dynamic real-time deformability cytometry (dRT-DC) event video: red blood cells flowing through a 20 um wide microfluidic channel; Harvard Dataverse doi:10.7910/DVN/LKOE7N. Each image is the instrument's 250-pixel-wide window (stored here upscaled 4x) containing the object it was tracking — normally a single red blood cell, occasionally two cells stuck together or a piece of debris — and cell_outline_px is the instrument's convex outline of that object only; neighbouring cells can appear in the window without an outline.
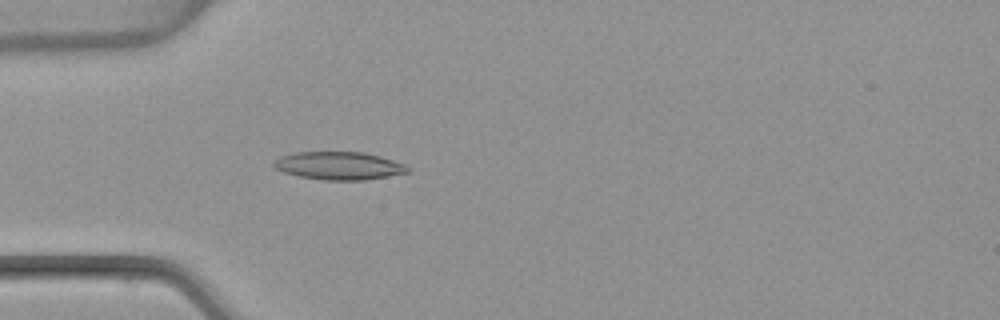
{"species": "common noctule bat (a hibernating species)", "species_latin": "Nyctalus noctula", "temperature_condition": "warm", "stored_images_in_passage": 52, "camera_frame_rate_fps": 3000, "um_per_image_px": 0.085, "animal": {"sex": "female", "body_mass_g": 22.7, "forearm_length_mm": 54.2}, "frame": {"image": 1, "passage_image": 15, "time_ms": 4.667, "image_size_px": [1000, 320], "cell_outline_px": [[412, 172], [364, 180], [324, 180], [300, 176], [284, 172], [276, 168], [272, 164], [280, 156], [296, 152], [364, 152], [380, 156], [404, 164], [412, 168]], "centroid_in_image_um": [28.86, 14.09], "position_along_channel_um": 56.1, "area_um2": 21.79}}
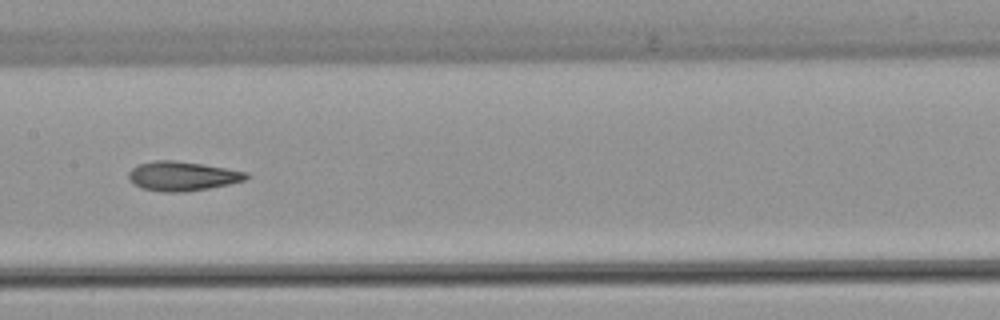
{"frame": {"image": 2, "passage_image": 26, "time_ms": 8.333, "image_size_px": [1000, 320], "cell_outline_px": [[248, 176], [244, 180], [228, 184], [208, 188], [184, 192], [164, 192], [140, 188], [128, 176], [128, 172], [136, 164], [156, 160], [172, 160], [204, 164], [248, 172]], "centroid_in_image_um": [15.48, 14.96], "position_along_channel_um": 191.9, "area_um2": 20.0}}
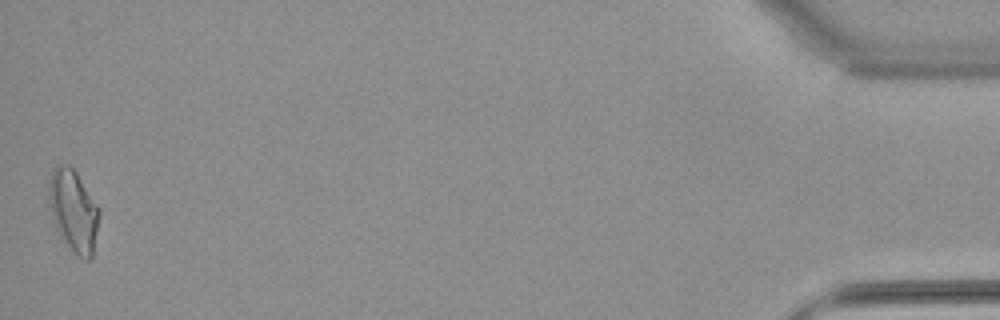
{"frame": {"image": 3, "passage_image": 52, "time_ms": 17.0, "image_size_px": [1000, 320], "cell_outline_px": [[100, 216], [92, 256], [88, 260], [84, 260], [64, 240], [56, 228], [52, 216], [48, 200], [48, 180], [56, 164], [68, 164], [76, 172], [100, 208]], "centroid_in_image_um": [6.24, 17.85], "position_along_channel_um": 429.0, "area_um2": 23.87}, "authors_computed_cell_mechanics": {"area_um2": 20.2011, "velocity_mm_per_s": 3.8399, "shape_relaxation_time_tau1_ms": null, "shape_relaxation_time_tau2_ms": 2.1579, "deformation_change_tau1": null, "deformation_change_tau2": 0.1038}}